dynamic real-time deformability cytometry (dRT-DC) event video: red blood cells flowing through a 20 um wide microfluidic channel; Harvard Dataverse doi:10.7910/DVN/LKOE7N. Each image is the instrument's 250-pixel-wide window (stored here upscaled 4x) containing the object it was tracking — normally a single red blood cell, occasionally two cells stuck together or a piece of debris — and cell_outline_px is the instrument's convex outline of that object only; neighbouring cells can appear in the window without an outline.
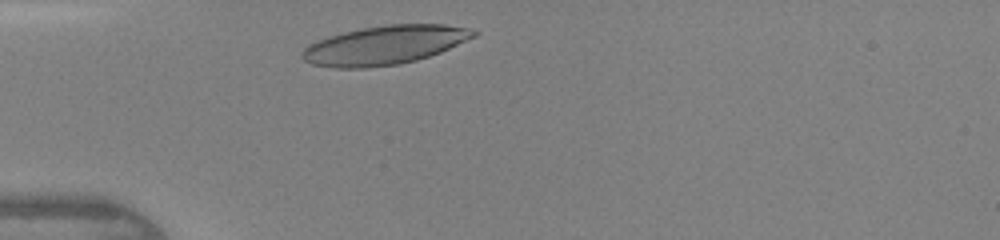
{"species": "human", "species_latin": "Homo sapiens", "temperature_condition": "warm", "stored_images_in_passage": 26, "camera_frame_rate_fps": 3000, "um_per_image_px": 0.085, "donor": {"sex": "female"}, "frame": {"image": 1, "passage_image": 2, "time_ms": 0.333, "image_size_px": [1000, 240], "cell_outline_px": [[480, 32], [476, 36], [440, 52], [416, 60], [400, 64], [364, 68], [336, 68], [312, 64], [304, 60], [300, 56], [300, 52], [308, 44], [316, 40], [328, 36], [360, 28], [388, 24], [444, 24], [472, 28]], "centroid_in_image_um": [32.68, 3.83], "position_along_channel_um": 52.3, "area_um2": 39.07}}
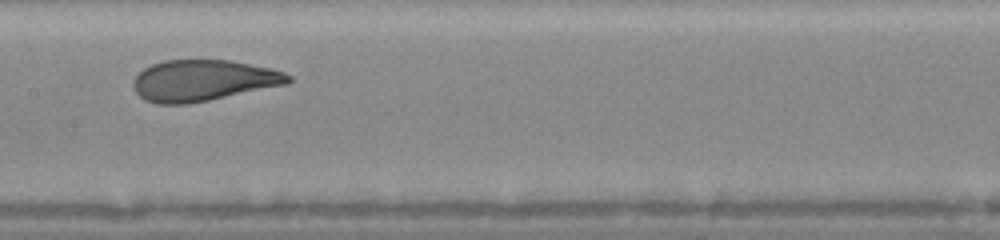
{"frame": {"image": 2, "passage_image": 12, "time_ms": 3.667, "image_size_px": [1000, 240], "cell_outline_px": [[292, 80], [288, 84], [188, 104], [156, 104], [144, 100], [136, 92], [132, 84], [136, 76], [144, 68], [152, 64], [164, 60], [232, 60], [268, 68], [284, 72], [292, 76]], "centroid_in_image_um": [17.26, 6.84], "position_along_channel_um": 190.1, "area_um2": 37.11}}
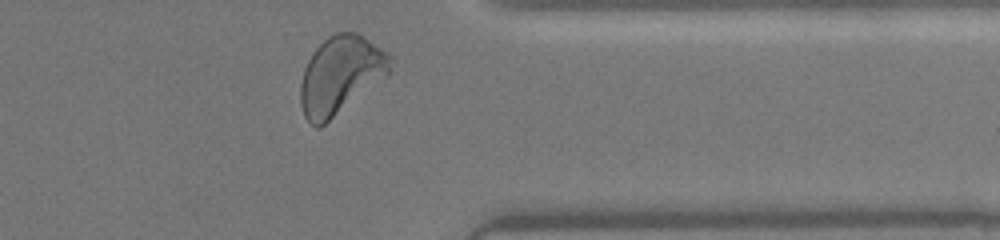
{"frame": {"image": 3, "passage_image": 25, "time_ms": 8.0, "image_size_px": [1000, 240], "cell_outline_px": [[392, 60], [388, 76], [320, 128], [316, 128], [304, 116], [300, 104], [300, 84], [304, 68], [308, 60], [316, 48], [328, 36], [336, 32], [356, 32], [364, 36], [388, 52], [392, 56]], "centroid_in_image_um": [28.96, 6.39], "position_along_channel_um": 382.4, "area_um2": 40.98}}